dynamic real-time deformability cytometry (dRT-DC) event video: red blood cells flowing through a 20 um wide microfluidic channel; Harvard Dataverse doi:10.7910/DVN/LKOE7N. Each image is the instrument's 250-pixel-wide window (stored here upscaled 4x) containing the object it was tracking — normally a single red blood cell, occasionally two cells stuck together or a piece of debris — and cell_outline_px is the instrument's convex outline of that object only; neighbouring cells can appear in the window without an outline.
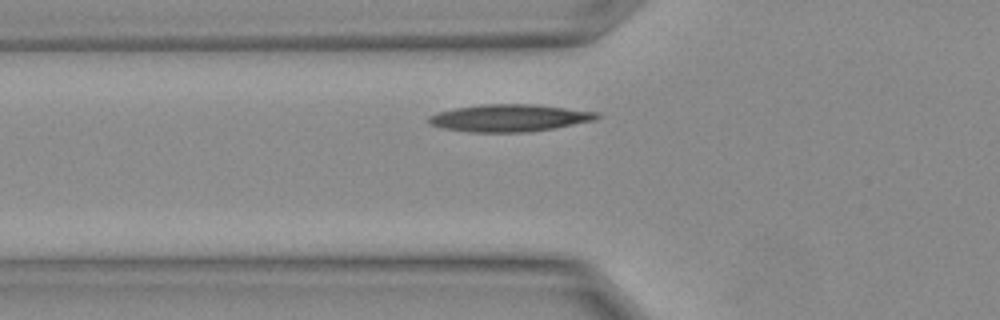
{"species": "Egyptian fruit bat (a non-hibernating species)", "species_latin": "Rousettus aegyptiacus", "temperature_condition": "warm", "stored_images_in_passage": 8, "camera_frame_rate_fps": 3000, "um_per_image_px": 0.085, "animal": {"sex": "female"}, "frame": {"image": 1, "passage_image": 4, "time_ms": 1.0, "image_size_px": [1000, 320], "cell_outline_px": [[600, 116], [596, 120], [552, 128], [528, 132], [468, 132], [440, 128], [428, 124], [428, 116], [436, 112], [456, 108], [480, 104], [536, 104], [600, 112]], "centroid_in_image_um": [43.27, 10.02], "position_along_channel_um": 82.5, "area_um2": 26.93}}